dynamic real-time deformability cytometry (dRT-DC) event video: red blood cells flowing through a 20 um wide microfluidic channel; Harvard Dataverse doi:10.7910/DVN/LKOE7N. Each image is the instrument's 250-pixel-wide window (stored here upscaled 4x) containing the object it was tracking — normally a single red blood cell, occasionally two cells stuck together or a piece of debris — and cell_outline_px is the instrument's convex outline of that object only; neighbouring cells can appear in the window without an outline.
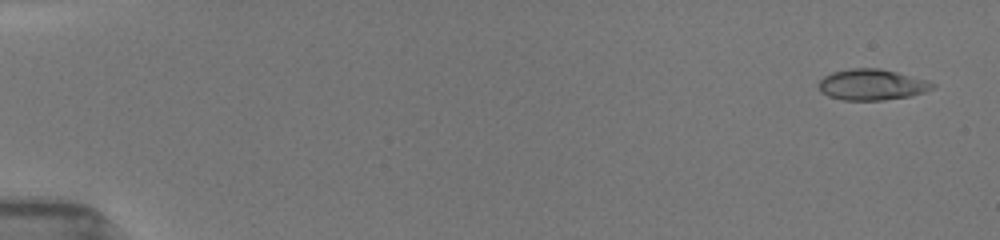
{"species": "common noctule bat (a hibernating species)", "species_latin": "Nyctalus noctula", "temperature_condition": "room temperature", "stored_images_in_passage": 65, "camera_frame_rate_fps": 3000, "um_per_image_px": 0.085, "animal": {"sex": "female", "body_mass_g": 19.5, "forearm_length_mm": 54.1}, "frame": {"image": 1, "passage_image": 3, "time_ms": 0.667, "image_size_px": [1000, 240], "cell_outline_px": [[936, 88], [924, 92], [908, 96], [884, 100], [844, 100], [828, 96], [820, 92], [816, 84], [824, 76], [832, 72], [852, 68], [880, 68], [928, 80], [936, 84]], "centroid_in_image_um": [74.09, 7.19], "position_along_channel_um": 10.9, "area_um2": 20.69}}
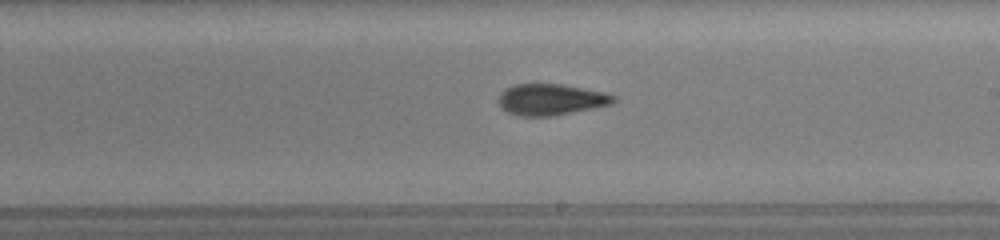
{"frame": {"image": 2, "passage_image": 40, "time_ms": 10.333, "image_size_px": [1000, 240], "cell_outline_px": [[616, 100], [612, 104], [552, 116], [520, 116], [508, 112], [496, 100], [500, 92], [504, 88], [516, 84], [564, 84], [604, 92], [616, 96]], "centroid_in_image_um": [46.81, 8.45], "position_along_channel_um": 242.2, "area_um2": 20.98}}
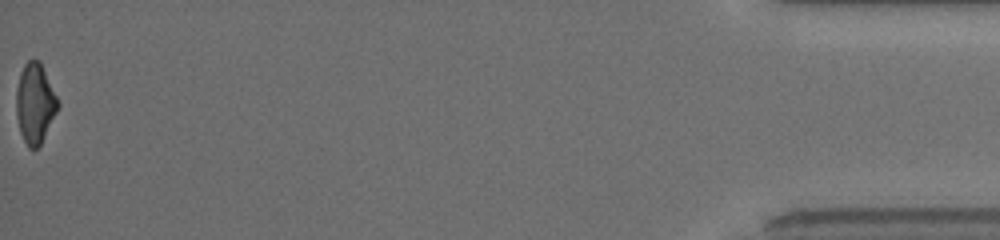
{"frame": {"image": 3, "passage_image": 65, "time_ms": 17.333, "image_size_px": [1000, 240], "cell_outline_px": [[60, 104], [40, 144], [36, 148], [28, 148], [20, 132], [16, 116], [16, 88], [20, 72], [24, 64], [28, 60], [40, 60]], "centroid_in_image_um": [2.95, 8.75], "position_along_channel_um": 432.2, "area_um2": 19.25}, "authors_computed_cell_mechanics": {"area_um2": 20.6346, "velocity_mm_per_s": 3.9851, "shape_relaxation_time_tau1_ms": 4.8343, "shape_relaxation_time_tau2_ms": 2.549, "deformation_change_tau1": 0.1654, "deformation_change_tau2": 0.1024}}